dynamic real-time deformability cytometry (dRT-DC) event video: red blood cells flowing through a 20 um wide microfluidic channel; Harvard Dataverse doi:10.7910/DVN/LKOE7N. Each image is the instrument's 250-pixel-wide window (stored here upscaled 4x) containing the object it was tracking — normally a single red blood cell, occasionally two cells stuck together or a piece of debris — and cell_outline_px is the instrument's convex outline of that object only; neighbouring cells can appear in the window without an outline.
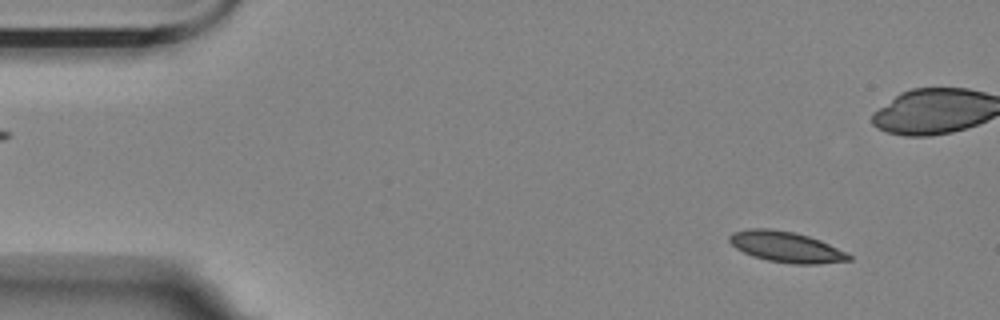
{"species": "Egyptian fruit bat (a non-hibernating species)", "species_latin": "Rousettus aegyptiacus", "temperature_condition": "room temperature", "stored_images_in_passage": 5, "camera_frame_rate_fps": 3000, "um_per_image_px": 0.085, "animal": {"sex": "female"}, "frame": {"image": 1, "passage_image": 1, "time_ms": 0.0, "image_size_px": [1000, 320], "cell_outline_px": [[852, 260], [816, 264], [792, 264], [768, 260], [752, 256], [736, 248], [728, 240], [728, 236], [732, 232], [748, 228], [768, 228], [792, 232], [808, 236], [820, 240], [852, 256]], "centroid_in_image_um": [66.77, 20.98], "position_along_channel_um": 18.2, "area_um2": 21.21}}